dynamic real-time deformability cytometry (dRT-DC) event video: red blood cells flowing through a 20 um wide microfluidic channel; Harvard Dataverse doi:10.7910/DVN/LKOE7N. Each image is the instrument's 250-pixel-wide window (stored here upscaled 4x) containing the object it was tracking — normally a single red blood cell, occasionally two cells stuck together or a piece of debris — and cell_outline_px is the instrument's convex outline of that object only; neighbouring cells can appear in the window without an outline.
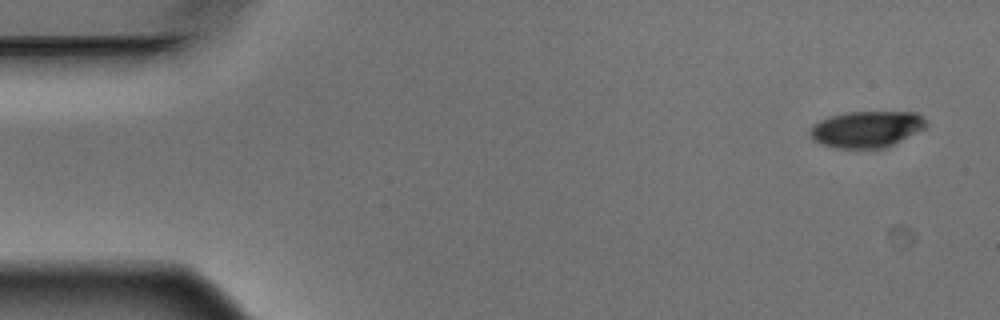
{"species": "Egyptian fruit bat (a non-hibernating species)", "species_latin": "Rousettus aegyptiacus", "temperature_condition": "warm", "stored_images_in_passage": 6, "camera_frame_rate_fps": 3000, "um_per_image_px": 0.085, "animal": {"sex": "male"}, "frame": {"image": 1, "passage_image": 1, "time_ms": 0.0, "image_size_px": [1000, 320], "cell_outline_px": [[928, 128], [884, 148], [836, 148], [820, 144], [812, 140], [808, 136], [808, 132], [812, 124], [820, 120], [832, 116], [848, 112], [916, 112], [924, 116], [928, 120]], "centroid_in_image_um": [73.68, 10.98], "position_along_channel_um": 11.3, "area_um2": 25.09}}
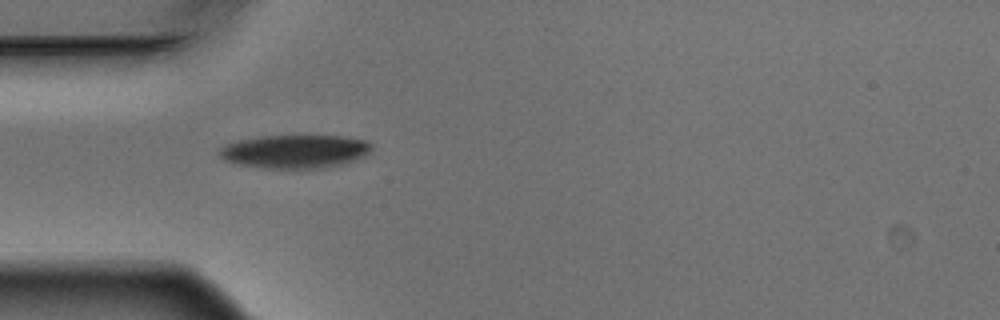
{"frame": {"image": 2, "passage_image": 5, "time_ms": 1.333, "image_size_px": [1000, 320], "cell_outline_px": [[372, 148], [364, 156], [356, 160], [344, 164], [324, 168], [264, 168], [240, 164], [224, 160], [220, 156], [220, 148], [224, 144], [240, 140], [260, 136], [340, 136], [364, 140], [372, 144]], "centroid_in_image_um": [25.08, 12.87], "position_along_channel_um": 59.9, "area_um2": 29.54}}
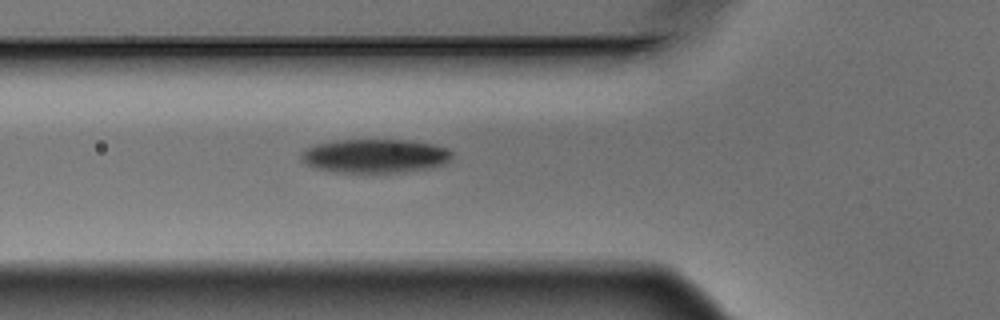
{"frame": {"image": 3, "passage_image": 6, "time_ms": 1.667, "image_size_px": [1000, 320], "cell_outline_px": [[452, 156], [444, 164], [428, 168], [404, 172], [336, 172], [316, 168], [304, 164], [300, 160], [300, 152], [316, 144], [332, 140], [412, 140], [432, 144], [448, 148], [452, 152]], "centroid_in_image_um": [31.85, 13.25], "position_along_channel_um": 94.0, "area_um2": 29.88}}